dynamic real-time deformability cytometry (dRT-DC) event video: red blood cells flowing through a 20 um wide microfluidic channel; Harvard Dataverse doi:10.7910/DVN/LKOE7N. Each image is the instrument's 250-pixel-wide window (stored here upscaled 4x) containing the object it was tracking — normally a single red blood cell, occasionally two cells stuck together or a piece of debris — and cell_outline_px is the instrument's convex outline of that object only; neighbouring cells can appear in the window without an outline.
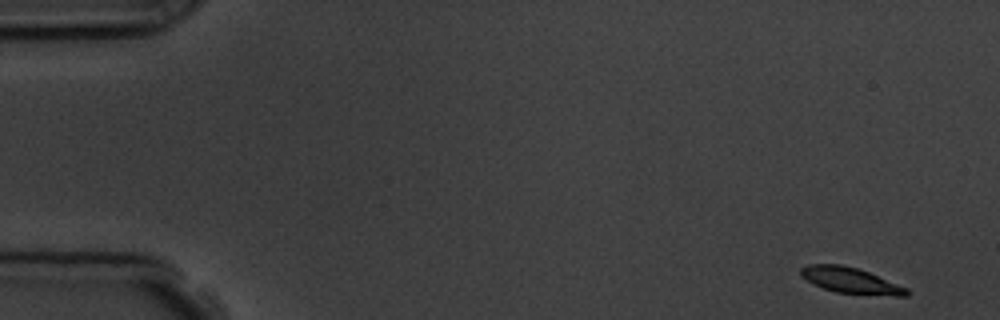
{"species": "common noctule bat (a hibernating species)", "species_latin": "Nyctalus noctula", "temperature_condition": "room temperature", "stored_images_in_passage": 5, "camera_frame_rate_fps": 3000, "um_per_image_px": 0.085, "animal": {"sex": "male", "body_mass_g": 19.5, "forearm_length_mm": 54.6}, "frame": {"image": 1, "passage_image": 1, "time_ms": 0.0, "image_size_px": [1000, 320], "cell_outline_px": [[912, 292], [908, 296], [896, 296], [836, 292], [824, 288], [800, 276], [800, 268], [808, 264], [840, 264], [856, 268], [868, 272], [908, 288]], "centroid_in_image_um": [72.34, 23.84], "position_along_channel_um": 12.7, "area_um2": 15.78}}
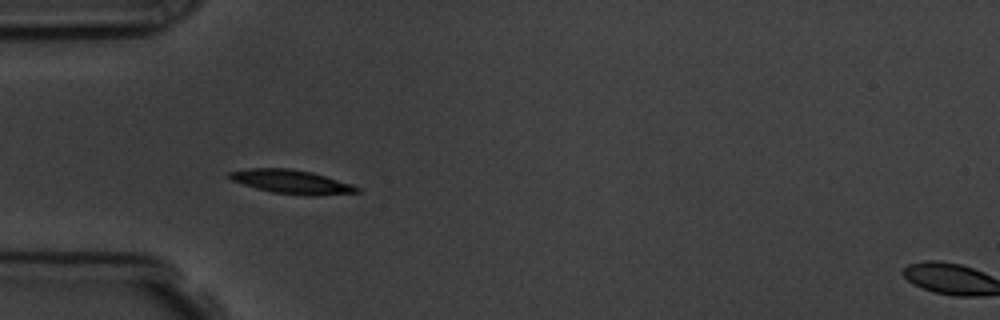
{"frame": {"image": 2, "passage_image": 5, "time_ms": 4.667, "image_size_px": [1000, 320], "cell_outline_px": [[360, 192], [312, 196], [308, 196], [272, 192], [256, 188], [232, 180], [224, 176], [228, 172], [252, 168], [288, 168], [312, 172], [352, 184], [360, 188]], "centroid_in_image_um": [24.77, 15.45], "position_along_channel_um": 60.2, "area_um2": 17.69}}